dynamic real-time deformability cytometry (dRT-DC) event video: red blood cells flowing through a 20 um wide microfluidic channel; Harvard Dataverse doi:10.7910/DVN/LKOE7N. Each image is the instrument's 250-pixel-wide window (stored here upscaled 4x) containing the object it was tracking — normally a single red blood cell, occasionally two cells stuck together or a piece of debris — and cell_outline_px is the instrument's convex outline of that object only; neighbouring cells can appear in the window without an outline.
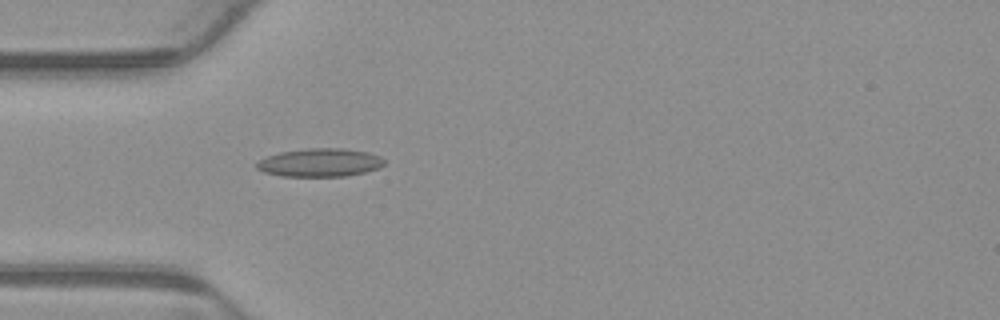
{"species": "common noctule bat (a hibernating species)", "species_latin": "Nyctalus noctula", "temperature_condition": "warm", "stored_images_in_passage": 1, "camera_frame_rate_fps": 3000, "um_per_image_px": 0.085, "animal": {"sex": "male", "body_mass_g": 23.1, "forearm_length_mm": 52.7}, "frame": {"image": 1, "passage_image": 1, "time_ms": 0.0, "image_size_px": [1000, 320], "cell_outline_px": [[384, 164], [380, 168], [364, 172], [344, 176], [280, 176], [264, 172], [256, 168], [256, 164], [260, 160], [268, 156], [280, 152], [304, 148], [344, 148], [368, 152], [380, 156], [384, 160]], "centroid_in_image_um": [27.2, 13.81], "position_along_channel_um": 57.8, "area_um2": 21.04}}